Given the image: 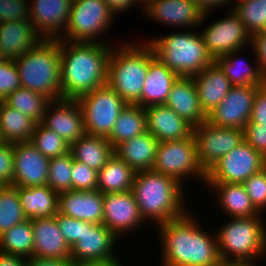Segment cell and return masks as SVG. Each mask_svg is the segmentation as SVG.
<instances>
[{"mask_svg": "<svg viewBox=\"0 0 266 266\" xmlns=\"http://www.w3.org/2000/svg\"><path fill=\"white\" fill-rule=\"evenodd\" d=\"M193 216L188 211L157 226L162 266H219L221 263L216 234L203 231Z\"/></svg>", "mask_w": 266, "mask_h": 266, "instance_id": "1", "label": "cell"}, {"mask_svg": "<svg viewBox=\"0 0 266 266\" xmlns=\"http://www.w3.org/2000/svg\"><path fill=\"white\" fill-rule=\"evenodd\" d=\"M112 48L105 43L59 40L62 99L77 100L107 83Z\"/></svg>", "mask_w": 266, "mask_h": 266, "instance_id": "2", "label": "cell"}, {"mask_svg": "<svg viewBox=\"0 0 266 266\" xmlns=\"http://www.w3.org/2000/svg\"><path fill=\"white\" fill-rule=\"evenodd\" d=\"M182 186L174 178L152 170L136 172L131 191L143 220H152L157 227L185 215L189 210L184 206Z\"/></svg>", "mask_w": 266, "mask_h": 266, "instance_id": "3", "label": "cell"}, {"mask_svg": "<svg viewBox=\"0 0 266 266\" xmlns=\"http://www.w3.org/2000/svg\"><path fill=\"white\" fill-rule=\"evenodd\" d=\"M125 43L122 42L119 47L114 44L112 46L107 84L127 104H135L141 98L150 60L155 56V51L147 41L142 45H138V42Z\"/></svg>", "mask_w": 266, "mask_h": 266, "instance_id": "4", "label": "cell"}, {"mask_svg": "<svg viewBox=\"0 0 266 266\" xmlns=\"http://www.w3.org/2000/svg\"><path fill=\"white\" fill-rule=\"evenodd\" d=\"M14 62L21 87L41 93L51 101L62 99L59 40H42Z\"/></svg>", "mask_w": 266, "mask_h": 266, "instance_id": "5", "label": "cell"}, {"mask_svg": "<svg viewBox=\"0 0 266 266\" xmlns=\"http://www.w3.org/2000/svg\"><path fill=\"white\" fill-rule=\"evenodd\" d=\"M184 30L149 39L148 43L156 57L178 76H193L214 60L207 52L201 33Z\"/></svg>", "mask_w": 266, "mask_h": 266, "instance_id": "6", "label": "cell"}, {"mask_svg": "<svg viewBox=\"0 0 266 266\" xmlns=\"http://www.w3.org/2000/svg\"><path fill=\"white\" fill-rule=\"evenodd\" d=\"M229 219L228 223L217 230L218 232L215 231L221 260L256 261L259 257H264L266 223L261 214Z\"/></svg>", "mask_w": 266, "mask_h": 266, "instance_id": "7", "label": "cell"}, {"mask_svg": "<svg viewBox=\"0 0 266 266\" xmlns=\"http://www.w3.org/2000/svg\"><path fill=\"white\" fill-rule=\"evenodd\" d=\"M114 19V14L104 0H73L69 21L60 40L109 44L104 38H99L108 31Z\"/></svg>", "mask_w": 266, "mask_h": 266, "instance_id": "8", "label": "cell"}, {"mask_svg": "<svg viewBox=\"0 0 266 266\" xmlns=\"http://www.w3.org/2000/svg\"><path fill=\"white\" fill-rule=\"evenodd\" d=\"M86 134L108 138L127 103L107 83L77 99Z\"/></svg>", "mask_w": 266, "mask_h": 266, "instance_id": "9", "label": "cell"}, {"mask_svg": "<svg viewBox=\"0 0 266 266\" xmlns=\"http://www.w3.org/2000/svg\"><path fill=\"white\" fill-rule=\"evenodd\" d=\"M151 170L170 176L182 185L184 177L189 178V175L206 182V172L199 163L193 136L159 142Z\"/></svg>", "mask_w": 266, "mask_h": 266, "instance_id": "10", "label": "cell"}, {"mask_svg": "<svg viewBox=\"0 0 266 266\" xmlns=\"http://www.w3.org/2000/svg\"><path fill=\"white\" fill-rule=\"evenodd\" d=\"M266 167V159L245 140L206 172L205 183L242 184Z\"/></svg>", "mask_w": 266, "mask_h": 266, "instance_id": "11", "label": "cell"}, {"mask_svg": "<svg viewBox=\"0 0 266 266\" xmlns=\"http://www.w3.org/2000/svg\"><path fill=\"white\" fill-rule=\"evenodd\" d=\"M192 136L196 143L199 163L207 172L222 157L244 141V130L218 127L205 121L193 127Z\"/></svg>", "mask_w": 266, "mask_h": 266, "instance_id": "12", "label": "cell"}, {"mask_svg": "<svg viewBox=\"0 0 266 266\" xmlns=\"http://www.w3.org/2000/svg\"><path fill=\"white\" fill-rule=\"evenodd\" d=\"M229 10L228 16L200 31L207 52L214 61L227 53L243 50L246 44H251V34L238 15L232 9Z\"/></svg>", "mask_w": 266, "mask_h": 266, "instance_id": "13", "label": "cell"}, {"mask_svg": "<svg viewBox=\"0 0 266 266\" xmlns=\"http://www.w3.org/2000/svg\"><path fill=\"white\" fill-rule=\"evenodd\" d=\"M259 86H233L221 103L209 114L212 125L244 130L250 121L254 97Z\"/></svg>", "mask_w": 266, "mask_h": 266, "instance_id": "14", "label": "cell"}, {"mask_svg": "<svg viewBox=\"0 0 266 266\" xmlns=\"http://www.w3.org/2000/svg\"><path fill=\"white\" fill-rule=\"evenodd\" d=\"M40 123L56 132L69 146L86 134L83 111L77 100L51 101Z\"/></svg>", "mask_w": 266, "mask_h": 266, "instance_id": "15", "label": "cell"}, {"mask_svg": "<svg viewBox=\"0 0 266 266\" xmlns=\"http://www.w3.org/2000/svg\"><path fill=\"white\" fill-rule=\"evenodd\" d=\"M72 1L33 0L29 2L30 21L42 40L61 39L69 21Z\"/></svg>", "mask_w": 266, "mask_h": 266, "instance_id": "16", "label": "cell"}, {"mask_svg": "<svg viewBox=\"0 0 266 266\" xmlns=\"http://www.w3.org/2000/svg\"><path fill=\"white\" fill-rule=\"evenodd\" d=\"M103 223L117 237L145 224L132 191L104 194Z\"/></svg>", "mask_w": 266, "mask_h": 266, "instance_id": "17", "label": "cell"}, {"mask_svg": "<svg viewBox=\"0 0 266 266\" xmlns=\"http://www.w3.org/2000/svg\"><path fill=\"white\" fill-rule=\"evenodd\" d=\"M118 239L104 224L82 221L81 239L71 248V260L76 262L118 258L114 252Z\"/></svg>", "mask_w": 266, "mask_h": 266, "instance_id": "18", "label": "cell"}, {"mask_svg": "<svg viewBox=\"0 0 266 266\" xmlns=\"http://www.w3.org/2000/svg\"><path fill=\"white\" fill-rule=\"evenodd\" d=\"M143 8L145 16L173 28L193 29L208 17L191 0H150Z\"/></svg>", "mask_w": 266, "mask_h": 266, "instance_id": "19", "label": "cell"}, {"mask_svg": "<svg viewBox=\"0 0 266 266\" xmlns=\"http://www.w3.org/2000/svg\"><path fill=\"white\" fill-rule=\"evenodd\" d=\"M15 187L47 185L49 161L30 142L13 144Z\"/></svg>", "mask_w": 266, "mask_h": 266, "instance_id": "20", "label": "cell"}, {"mask_svg": "<svg viewBox=\"0 0 266 266\" xmlns=\"http://www.w3.org/2000/svg\"><path fill=\"white\" fill-rule=\"evenodd\" d=\"M146 131L159 142L180 140L192 136L193 126L166 104L144 108Z\"/></svg>", "mask_w": 266, "mask_h": 266, "instance_id": "21", "label": "cell"}, {"mask_svg": "<svg viewBox=\"0 0 266 266\" xmlns=\"http://www.w3.org/2000/svg\"><path fill=\"white\" fill-rule=\"evenodd\" d=\"M104 194L99 190L59 193L58 213L89 223H103Z\"/></svg>", "mask_w": 266, "mask_h": 266, "instance_id": "22", "label": "cell"}, {"mask_svg": "<svg viewBox=\"0 0 266 266\" xmlns=\"http://www.w3.org/2000/svg\"><path fill=\"white\" fill-rule=\"evenodd\" d=\"M34 248L33 257L71 260V247L58 228L56 218L31 219Z\"/></svg>", "mask_w": 266, "mask_h": 266, "instance_id": "23", "label": "cell"}, {"mask_svg": "<svg viewBox=\"0 0 266 266\" xmlns=\"http://www.w3.org/2000/svg\"><path fill=\"white\" fill-rule=\"evenodd\" d=\"M165 104L193 127L207 120L192 76H178L172 84Z\"/></svg>", "mask_w": 266, "mask_h": 266, "instance_id": "24", "label": "cell"}, {"mask_svg": "<svg viewBox=\"0 0 266 266\" xmlns=\"http://www.w3.org/2000/svg\"><path fill=\"white\" fill-rule=\"evenodd\" d=\"M41 41L30 20L0 23V49L6 60L22 57Z\"/></svg>", "mask_w": 266, "mask_h": 266, "instance_id": "25", "label": "cell"}, {"mask_svg": "<svg viewBox=\"0 0 266 266\" xmlns=\"http://www.w3.org/2000/svg\"><path fill=\"white\" fill-rule=\"evenodd\" d=\"M192 77L201 108L206 115L221 103L233 87L224 71L215 61Z\"/></svg>", "mask_w": 266, "mask_h": 266, "instance_id": "26", "label": "cell"}, {"mask_svg": "<svg viewBox=\"0 0 266 266\" xmlns=\"http://www.w3.org/2000/svg\"><path fill=\"white\" fill-rule=\"evenodd\" d=\"M177 78L178 75L155 55L150 60L141 98L135 104L143 108L155 104H165L172 84Z\"/></svg>", "mask_w": 266, "mask_h": 266, "instance_id": "27", "label": "cell"}, {"mask_svg": "<svg viewBox=\"0 0 266 266\" xmlns=\"http://www.w3.org/2000/svg\"><path fill=\"white\" fill-rule=\"evenodd\" d=\"M159 141L148 131L124 141L114 149L121 160L135 172L151 170Z\"/></svg>", "mask_w": 266, "mask_h": 266, "instance_id": "28", "label": "cell"}, {"mask_svg": "<svg viewBox=\"0 0 266 266\" xmlns=\"http://www.w3.org/2000/svg\"><path fill=\"white\" fill-rule=\"evenodd\" d=\"M21 207L27 219L54 217L58 213L59 194L48 185L18 187Z\"/></svg>", "mask_w": 266, "mask_h": 266, "instance_id": "29", "label": "cell"}, {"mask_svg": "<svg viewBox=\"0 0 266 266\" xmlns=\"http://www.w3.org/2000/svg\"><path fill=\"white\" fill-rule=\"evenodd\" d=\"M217 194V202L230 218L252 217L260 212L251 203L243 184L205 183Z\"/></svg>", "mask_w": 266, "mask_h": 266, "instance_id": "30", "label": "cell"}, {"mask_svg": "<svg viewBox=\"0 0 266 266\" xmlns=\"http://www.w3.org/2000/svg\"><path fill=\"white\" fill-rule=\"evenodd\" d=\"M69 151L74 160L97 172L114 155V147L107 138L89 134L72 143Z\"/></svg>", "mask_w": 266, "mask_h": 266, "instance_id": "31", "label": "cell"}, {"mask_svg": "<svg viewBox=\"0 0 266 266\" xmlns=\"http://www.w3.org/2000/svg\"><path fill=\"white\" fill-rule=\"evenodd\" d=\"M36 122L18 110L0 101V141L6 143L30 142Z\"/></svg>", "mask_w": 266, "mask_h": 266, "instance_id": "32", "label": "cell"}, {"mask_svg": "<svg viewBox=\"0 0 266 266\" xmlns=\"http://www.w3.org/2000/svg\"><path fill=\"white\" fill-rule=\"evenodd\" d=\"M135 174L129 165L114 154L98 171L97 190L102 194L130 191Z\"/></svg>", "mask_w": 266, "mask_h": 266, "instance_id": "33", "label": "cell"}, {"mask_svg": "<svg viewBox=\"0 0 266 266\" xmlns=\"http://www.w3.org/2000/svg\"><path fill=\"white\" fill-rule=\"evenodd\" d=\"M241 50L227 53L218 57L215 62L224 71L225 76L233 86H262L265 84L258 60L255 57L256 65L253 67L248 62L239 59L237 55ZM235 55L237 57H235ZM241 68V69H240Z\"/></svg>", "mask_w": 266, "mask_h": 266, "instance_id": "34", "label": "cell"}, {"mask_svg": "<svg viewBox=\"0 0 266 266\" xmlns=\"http://www.w3.org/2000/svg\"><path fill=\"white\" fill-rule=\"evenodd\" d=\"M146 132V115L143 107L127 104L114 124L111 135L107 138L114 149L124 141Z\"/></svg>", "mask_w": 266, "mask_h": 266, "instance_id": "35", "label": "cell"}, {"mask_svg": "<svg viewBox=\"0 0 266 266\" xmlns=\"http://www.w3.org/2000/svg\"><path fill=\"white\" fill-rule=\"evenodd\" d=\"M34 234L31 220L14 225L0 235V252L19 255L26 259L33 257Z\"/></svg>", "mask_w": 266, "mask_h": 266, "instance_id": "36", "label": "cell"}, {"mask_svg": "<svg viewBox=\"0 0 266 266\" xmlns=\"http://www.w3.org/2000/svg\"><path fill=\"white\" fill-rule=\"evenodd\" d=\"M4 102L22 114L32 118L36 123H39L51 100L41 93L19 87Z\"/></svg>", "mask_w": 266, "mask_h": 266, "instance_id": "37", "label": "cell"}, {"mask_svg": "<svg viewBox=\"0 0 266 266\" xmlns=\"http://www.w3.org/2000/svg\"><path fill=\"white\" fill-rule=\"evenodd\" d=\"M27 220L21 207L18 187L7 185L0 192V235Z\"/></svg>", "mask_w": 266, "mask_h": 266, "instance_id": "38", "label": "cell"}, {"mask_svg": "<svg viewBox=\"0 0 266 266\" xmlns=\"http://www.w3.org/2000/svg\"><path fill=\"white\" fill-rule=\"evenodd\" d=\"M231 7L251 36L266 30V0H240Z\"/></svg>", "mask_w": 266, "mask_h": 266, "instance_id": "39", "label": "cell"}, {"mask_svg": "<svg viewBox=\"0 0 266 266\" xmlns=\"http://www.w3.org/2000/svg\"><path fill=\"white\" fill-rule=\"evenodd\" d=\"M30 143L48 159L65 155L70 150L69 144L40 122L35 126Z\"/></svg>", "mask_w": 266, "mask_h": 266, "instance_id": "40", "label": "cell"}, {"mask_svg": "<svg viewBox=\"0 0 266 266\" xmlns=\"http://www.w3.org/2000/svg\"><path fill=\"white\" fill-rule=\"evenodd\" d=\"M73 156L69 151L65 155L57 156L49 161L47 185L55 192L72 191Z\"/></svg>", "mask_w": 266, "mask_h": 266, "instance_id": "41", "label": "cell"}, {"mask_svg": "<svg viewBox=\"0 0 266 266\" xmlns=\"http://www.w3.org/2000/svg\"><path fill=\"white\" fill-rule=\"evenodd\" d=\"M242 184L254 207L260 213L266 211V167L251 175Z\"/></svg>", "mask_w": 266, "mask_h": 266, "instance_id": "42", "label": "cell"}, {"mask_svg": "<svg viewBox=\"0 0 266 266\" xmlns=\"http://www.w3.org/2000/svg\"><path fill=\"white\" fill-rule=\"evenodd\" d=\"M71 177L73 191H86L97 189L98 172L74 159Z\"/></svg>", "mask_w": 266, "mask_h": 266, "instance_id": "43", "label": "cell"}, {"mask_svg": "<svg viewBox=\"0 0 266 266\" xmlns=\"http://www.w3.org/2000/svg\"><path fill=\"white\" fill-rule=\"evenodd\" d=\"M21 87L19 73L14 60L0 63V101Z\"/></svg>", "mask_w": 266, "mask_h": 266, "instance_id": "44", "label": "cell"}, {"mask_svg": "<svg viewBox=\"0 0 266 266\" xmlns=\"http://www.w3.org/2000/svg\"><path fill=\"white\" fill-rule=\"evenodd\" d=\"M30 0H0V23L30 20Z\"/></svg>", "mask_w": 266, "mask_h": 266, "instance_id": "45", "label": "cell"}, {"mask_svg": "<svg viewBox=\"0 0 266 266\" xmlns=\"http://www.w3.org/2000/svg\"><path fill=\"white\" fill-rule=\"evenodd\" d=\"M55 218L63 237L72 248L81 239L82 220L64 216L61 213H57Z\"/></svg>", "mask_w": 266, "mask_h": 266, "instance_id": "46", "label": "cell"}, {"mask_svg": "<svg viewBox=\"0 0 266 266\" xmlns=\"http://www.w3.org/2000/svg\"><path fill=\"white\" fill-rule=\"evenodd\" d=\"M244 140L266 159V124L249 121L244 129Z\"/></svg>", "mask_w": 266, "mask_h": 266, "instance_id": "47", "label": "cell"}, {"mask_svg": "<svg viewBox=\"0 0 266 266\" xmlns=\"http://www.w3.org/2000/svg\"><path fill=\"white\" fill-rule=\"evenodd\" d=\"M14 179L13 144L0 141V180L12 185Z\"/></svg>", "mask_w": 266, "mask_h": 266, "instance_id": "48", "label": "cell"}, {"mask_svg": "<svg viewBox=\"0 0 266 266\" xmlns=\"http://www.w3.org/2000/svg\"><path fill=\"white\" fill-rule=\"evenodd\" d=\"M252 52L258 60V64L266 83V30L260 31L251 36Z\"/></svg>", "mask_w": 266, "mask_h": 266, "instance_id": "49", "label": "cell"}, {"mask_svg": "<svg viewBox=\"0 0 266 266\" xmlns=\"http://www.w3.org/2000/svg\"><path fill=\"white\" fill-rule=\"evenodd\" d=\"M250 122L254 124H266V83L257 88Z\"/></svg>", "mask_w": 266, "mask_h": 266, "instance_id": "50", "label": "cell"}, {"mask_svg": "<svg viewBox=\"0 0 266 266\" xmlns=\"http://www.w3.org/2000/svg\"><path fill=\"white\" fill-rule=\"evenodd\" d=\"M26 266H73L72 260L31 257Z\"/></svg>", "mask_w": 266, "mask_h": 266, "instance_id": "51", "label": "cell"}, {"mask_svg": "<svg viewBox=\"0 0 266 266\" xmlns=\"http://www.w3.org/2000/svg\"><path fill=\"white\" fill-rule=\"evenodd\" d=\"M104 1L108 4V7L110 8L111 12L114 15H117L118 13L121 14V12L127 11V9L131 8L132 5L136 6L140 4L138 0H104Z\"/></svg>", "mask_w": 266, "mask_h": 266, "instance_id": "52", "label": "cell"}, {"mask_svg": "<svg viewBox=\"0 0 266 266\" xmlns=\"http://www.w3.org/2000/svg\"><path fill=\"white\" fill-rule=\"evenodd\" d=\"M203 12V14H210L215 7H223L232 2V0H191ZM229 2V3H228ZM210 11V12H209Z\"/></svg>", "mask_w": 266, "mask_h": 266, "instance_id": "53", "label": "cell"}, {"mask_svg": "<svg viewBox=\"0 0 266 266\" xmlns=\"http://www.w3.org/2000/svg\"><path fill=\"white\" fill-rule=\"evenodd\" d=\"M27 260L19 255H9L0 252V266H26Z\"/></svg>", "mask_w": 266, "mask_h": 266, "instance_id": "54", "label": "cell"}, {"mask_svg": "<svg viewBox=\"0 0 266 266\" xmlns=\"http://www.w3.org/2000/svg\"><path fill=\"white\" fill-rule=\"evenodd\" d=\"M73 266H123L119 258L106 260L76 261Z\"/></svg>", "mask_w": 266, "mask_h": 266, "instance_id": "55", "label": "cell"}, {"mask_svg": "<svg viewBox=\"0 0 266 266\" xmlns=\"http://www.w3.org/2000/svg\"><path fill=\"white\" fill-rule=\"evenodd\" d=\"M252 261L222 260L219 266H255ZM257 266V265H256Z\"/></svg>", "mask_w": 266, "mask_h": 266, "instance_id": "56", "label": "cell"}, {"mask_svg": "<svg viewBox=\"0 0 266 266\" xmlns=\"http://www.w3.org/2000/svg\"><path fill=\"white\" fill-rule=\"evenodd\" d=\"M6 60V58L3 55V52L0 49V63L4 62Z\"/></svg>", "mask_w": 266, "mask_h": 266, "instance_id": "57", "label": "cell"}, {"mask_svg": "<svg viewBox=\"0 0 266 266\" xmlns=\"http://www.w3.org/2000/svg\"><path fill=\"white\" fill-rule=\"evenodd\" d=\"M7 185L0 180V192L6 187Z\"/></svg>", "mask_w": 266, "mask_h": 266, "instance_id": "58", "label": "cell"}, {"mask_svg": "<svg viewBox=\"0 0 266 266\" xmlns=\"http://www.w3.org/2000/svg\"><path fill=\"white\" fill-rule=\"evenodd\" d=\"M140 3V6H144L147 2H149L150 0H138ZM142 4V5H141Z\"/></svg>", "mask_w": 266, "mask_h": 266, "instance_id": "59", "label": "cell"}]
</instances>
